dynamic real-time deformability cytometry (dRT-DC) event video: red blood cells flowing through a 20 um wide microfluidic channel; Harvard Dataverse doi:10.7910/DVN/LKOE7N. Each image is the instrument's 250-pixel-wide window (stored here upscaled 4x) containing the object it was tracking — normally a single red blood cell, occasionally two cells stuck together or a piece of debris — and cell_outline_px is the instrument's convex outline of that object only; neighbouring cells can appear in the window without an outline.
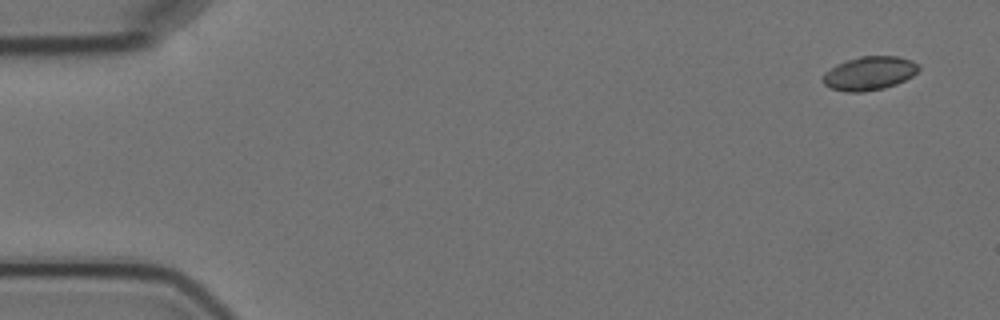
{"species": "Egyptian fruit bat (a non-hibernating species)", "species_latin": "Rousettus aegyptiacus", "temperature_condition": "cold", "stored_images_in_passage": 5, "segment_of_instrument_passage": [2, 2], "camera_frame_rate_fps": 3000, "um_per_image_px": 0.085, "animal": {"sex": "female"}, "frame": {"image": 1, "passage_image": 5, "time_ms": 4.667, "image_size_px": [1000, 320], "cell_outline_px": [[920, 68], [912, 76], [896, 84], [884, 88], [864, 92], [844, 92], [832, 88], [824, 84], [824, 72], [836, 64], [844, 60], [860, 56], [896, 56], [912, 60], [920, 64]], "centroid_in_image_um": [73.9, 6.22], "position_along_channel_um": 11.1, "area_um2": 18.9}}